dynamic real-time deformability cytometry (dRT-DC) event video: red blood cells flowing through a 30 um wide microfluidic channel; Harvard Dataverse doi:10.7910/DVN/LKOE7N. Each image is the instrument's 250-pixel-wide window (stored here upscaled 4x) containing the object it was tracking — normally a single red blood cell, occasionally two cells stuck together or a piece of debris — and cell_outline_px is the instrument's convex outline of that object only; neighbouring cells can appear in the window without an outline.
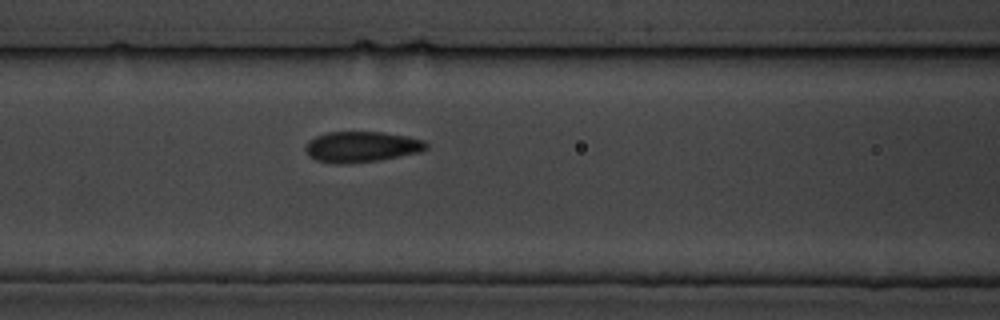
{"species": "common noctule bat (a hibernating species)", "species_latin": "Nyctalus noctula", "temperature_condition": "cold", "stored_images_in_passage": 5, "segment_of_instrument_passage": [1, 2], "camera_frame_rate_fps": 3000, "um_per_image_px": 0.085, "animal": {"sex": "male", "body_mass_g": 19.5, "forearm_length_mm": 54.6}, "frame": {"image": 1, "passage_image": 4, "time_ms": 3.333, "image_size_px": [1000, 320], "cell_outline_px": [[428, 148], [420, 152], [380, 160], [344, 164], [336, 164], [316, 160], [308, 156], [304, 148], [308, 140], [316, 136], [328, 132], [380, 132], [408, 136], [424, 140], [428, 144]], "centroid_in_image_um": [30.72, 12.48], "position_along_channel_um": 135.9, "area_um2": 21.79}}